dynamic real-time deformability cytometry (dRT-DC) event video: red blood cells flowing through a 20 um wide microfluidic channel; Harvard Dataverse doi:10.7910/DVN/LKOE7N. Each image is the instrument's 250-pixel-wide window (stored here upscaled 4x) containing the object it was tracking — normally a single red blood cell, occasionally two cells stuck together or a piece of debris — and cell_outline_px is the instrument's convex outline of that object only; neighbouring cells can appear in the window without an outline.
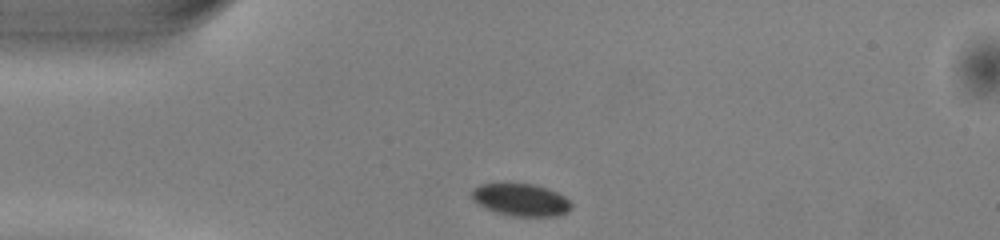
{"species": "common noctule bat (a hibernating species)", "species_latin": "Nyctalus noctula", "temperature_condition": "warm", "stored_images_in_passage": 40, "camera_frame_rate_fps": 3000, "um_per_image_px": 0.085, "animal": {"sex": "male", "body_mass_g": 13.0, "forearm_length_mm": 53.1}, "frame": {"image": 1, "passage_image": 1, "time_ms": 0.0, "image_size_px": [1000, 240], "cell_outline_px": [[572, 208], [568, 212], [556, 216], [512, 216], [496, 212], [484, 208], [472, 200], [472, 188], [480, 184], [532, 184], [548, 188], [564, 196], [572, 204]], "centroid_in_image_um": [44.27, 16.99], "position_along_channel_um": 40.7, "area_um2": 18.79}}
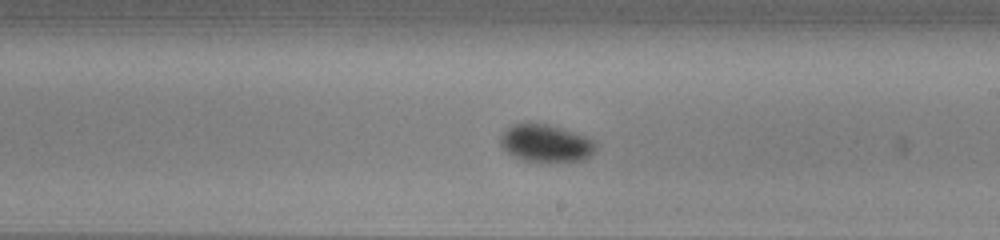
{"frame": {"image": 2, "passage_image": 18, "time_ms": 5.667, "image_size_px": [1000, 240], "cell_outline_px": [[596, 148], [584, 160], [520, 160], [512, 156], [500, 144], [500, 136], [512, 124], [528, 120], [548, 124], [596, 140]], "centroid_in_image_um": [46.35, 12.12], "position_along_channel_um": 242.7, "area_um2": 20.69}}
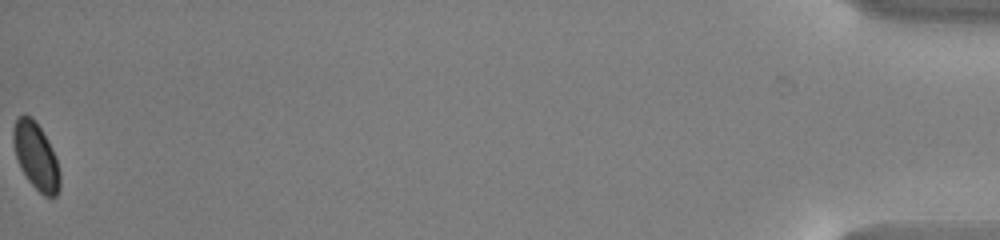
{"frame": {"image": 3, "passage_image": 40, "time_ms": 13.0, "image_size_px": [1000, 240], "cell_outline_px": [[60, 188], [56, 196], [44, 196], [28, 180], [20, 168], [16, 156], [12, 140], [12, 128], [16, 120], [20, 116], [32, 116], [48, 140], [52, 148], [60, 172]], "centroid_in_image_um": [3.05, 13.27], "position_along_channel_um": 432.2, "area_um2": 18.03}, "authors_computed_cell_mechanics": {"area_um2": 19.5942, "velocity_mm_per_s": 4.0284, "shape_relaxation_time_tau1_ms": 1.7267, "shape_relaxation_time_tau2_ms": null, "deformation_change_tau1": 0.0469, "deformation_change_tau2": null}}